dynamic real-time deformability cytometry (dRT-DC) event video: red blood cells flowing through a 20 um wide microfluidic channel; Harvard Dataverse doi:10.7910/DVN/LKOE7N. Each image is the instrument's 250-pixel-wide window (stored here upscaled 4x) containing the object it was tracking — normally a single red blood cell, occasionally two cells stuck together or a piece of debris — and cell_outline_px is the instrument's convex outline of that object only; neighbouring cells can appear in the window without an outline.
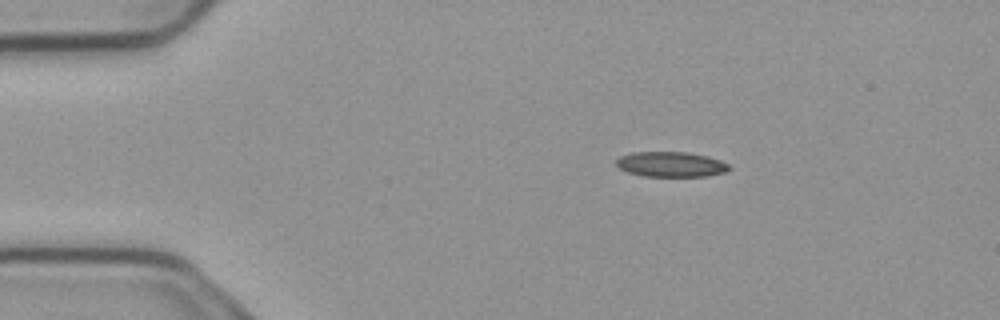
{"species": "common noctule bat (a hibernating species)", "species_latin": "Nyctalus noctula", "temperature_condition": "cold", "stored_images_in_passage": 47, "camera_frame_rate_fps": 3000, "um_per_image_px": 0.085, "animal": {"sex": "male", "body_mass_g": 23.1, "forearm_length_mm": 52.7}, "frame": {"image": 1, "passage_image": 1, "time_ms": 0.0, "image_size_px": [1000, 320], "cell_outline_px": [[732, 168], [724, 172], [708, 176], [644, 176], [628, 172], [620, 168], [616, 164], [616, 160], [620, 156], [632, 152], [688, 152], [708, 156], [720, 160], [728, 164]], "centroid_in_image_um": [57.04, 13.96], "position_along_channel_um": 28.0, "area_um2": 16.53}}
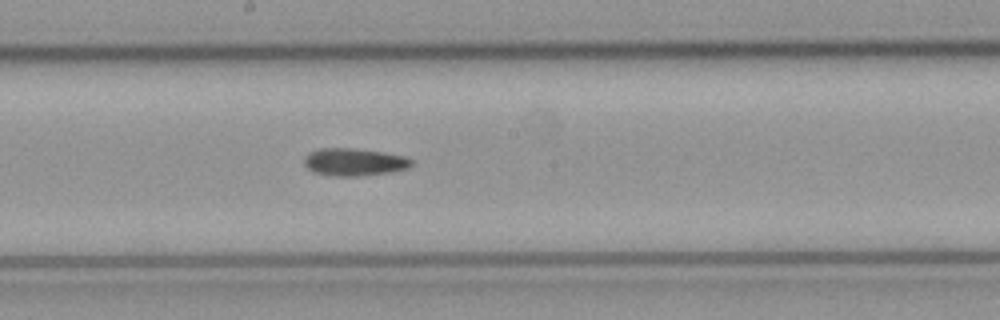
{"frame": {"image": 2, "passage_image": 21, "time_ms": 6.667, "image_size_px": [1000, 320], "cell_outline_px": [[412, 164], [408, 168], [388, 172], [356, 176], [328, 176], [312, 172], [304, 164], [304, 156], [308, 152], [320, 148], [352, 148], [384, 152], [404, 156], [412, 160]], "centroid_in_image_um": [30.05, 13.77], "position_along_channel_um": 218.2, "area_um2": 17.28}}
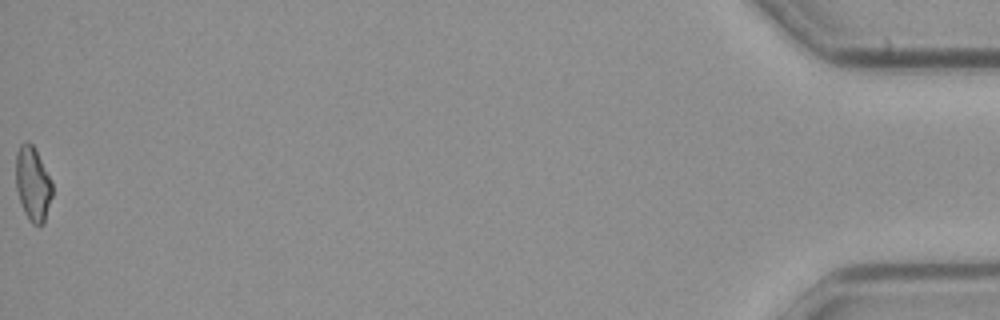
{"frame": {"image": 3, "passage_image": 47, "time_ms": 15.333, "image_size_px": [1000, 320], "cell_outline_px": [[52, 196], [44, 224], [32, 224], [24, 212], [16, 188], [16, 152], [20, 144], [24, 140], [28, 140], [32, 144], [52, 180]], "centroid_in_image_um": [2.79, 15.6], "position_along_channel_um": 432.4, "area_um2": 15.78}}